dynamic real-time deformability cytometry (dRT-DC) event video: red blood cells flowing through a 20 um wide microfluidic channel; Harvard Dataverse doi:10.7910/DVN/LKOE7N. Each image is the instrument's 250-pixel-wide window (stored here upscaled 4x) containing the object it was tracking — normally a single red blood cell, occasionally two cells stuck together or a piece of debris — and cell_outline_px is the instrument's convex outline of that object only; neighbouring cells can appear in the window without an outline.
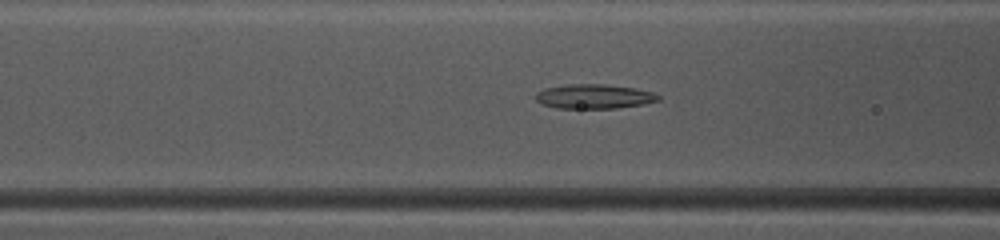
{"species": "common noctule bat (a hibernating species)", "species_latin": "Nyctalus noctula", "temperature_condition": "warm", "stored_images_in_passage": 49, "camera_frame_rate_fps": 3000, "um_per_image_px": 0.085, "animal": {"sex": "female", "body_mass_g": 10.0, "forearm_length_mm": 53.1}, "frame": {"image": 1, "passage_image": 20, "time_ms": 6.333, "image_size_px": [1000, 240], "cell_outline_px": [[660, 100], [644, 104], [616, 108], [556, 108], [540, 104], [536, 100], [536, 92], [544, 88], [568, 84], [604, 84], [632, 88], [652, 92], [660, 96]], "centroid_in_image_um": [50.46, 8.2], "position_along_channel_um": 116.1, "area_um2": 17.46}}
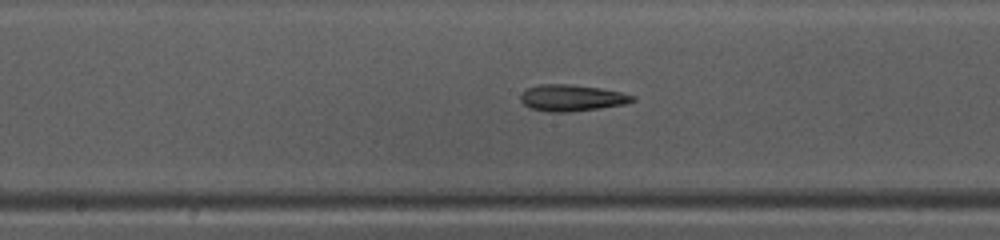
{"frame": {"image": 2, "passage_image": 26, "time_ms": 8.333, "image_size_px": [1000, 240], "cell_outline_px": [[636, 100], [624, 104], [600, 108], [568, 112], [548, 112], [528, 108], [520, 100], [520, 92], [528, 88], [540, 84], [568, 84], [600, 88], [620, 92], [636, 96]], "centroid_in_image_um": [48.57, 8.32], "position_along_channel_um": 199.6, "area_um2": 17.34}}
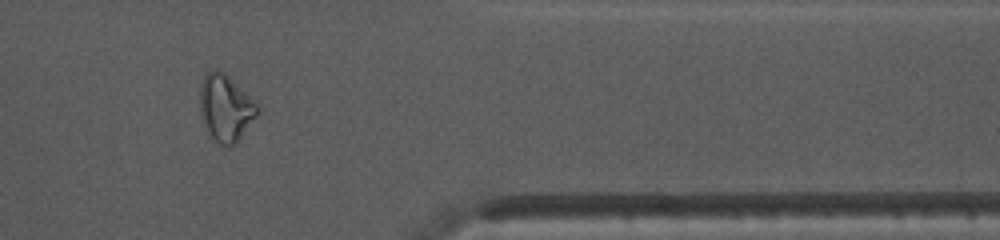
{"frame": {"image": 3, "passage_image": 41, "time_ms": 13.333, "image_size_px": [1000, 240], "cell_outline_px": [[260, 112], [240, 140], [236, 144], [228, 148], [220, 144], [208, 132], [204, 124], [200, 112], [200, 84], [204, 76], [212, 68], [216, 68], [224, 72], [260, 108]], "centroid_in_image_um": [19.18, 9.2], "position_along_channel_um": 392.2, "area_um2": 22.37}, "authors_computed_cell_mechanics": {"area_um2": 18.7272, "velocity_mm_per_s": 4.1574, "shape_relaxation_time_tau1_ms": null, "shape_relaxation_time_tau2_ms": 5.2974, "deformation_change_tau1": null, "deformation_change_tau2": 0.1761}}